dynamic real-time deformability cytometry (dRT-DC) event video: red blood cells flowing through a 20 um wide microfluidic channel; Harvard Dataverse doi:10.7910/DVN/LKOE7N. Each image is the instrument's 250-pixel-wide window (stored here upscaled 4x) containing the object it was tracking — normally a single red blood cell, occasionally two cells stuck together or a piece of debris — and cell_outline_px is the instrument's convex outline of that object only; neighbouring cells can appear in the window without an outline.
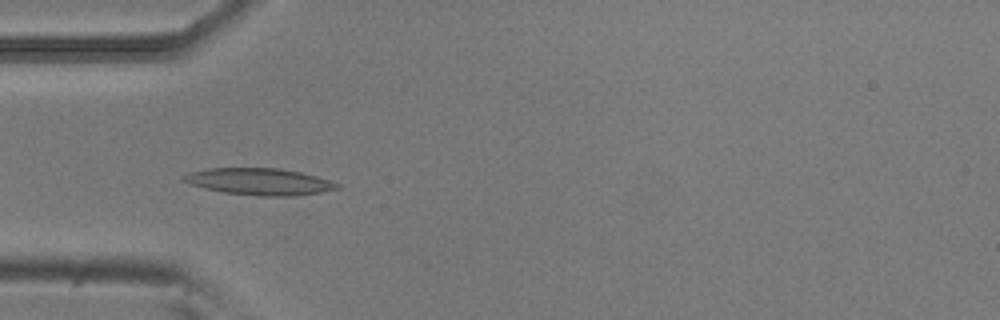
{"species": "common noctule bat (a hibernating species)", "species_latin": "Nyctalus noctula", "temperature_condition": "room temperature", "stored_images_in_passage": 6, "camera_frame_rate_fps": 3000, "um_per_image_px": 0.085, "animal": {"sex": "male", "body_mass_g": 20.5, "forearm_length_mm": 52.5}, "frame": {"image": 1, "passage_image": 5, "time_ms": 1.333, "image_size_px": [1000, 320], "cell_outline_px": [[340, 188], [320, 192], [292, 196], [260, 196], [224, 192], [204, 188], [188, 184], [180, 180], [180, 176], [188, 172], [208, 168], [280, 168], [300, 172], [316, 176], [340, 184]], "centroid_in_image_um": [21.98, 15.43], "position_along_channel_um": 63.0, "area_um2": 24.04}}
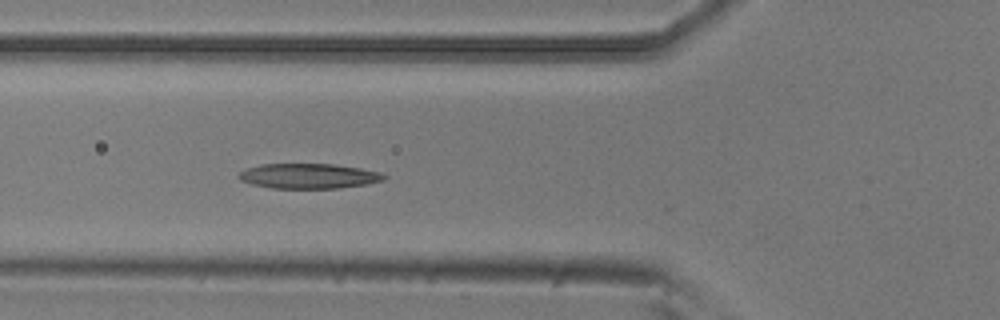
{"frame": {"image": 2, "passage_image": 6, "time_ms": 1.667, "image_size_px": [1000, 320], "cell_outline_px": [[388, 176], [384, 180], [368, 184], [340, 188], [272, 188], [252, 184], [240, 180], [236, 176], [240, 172], [248, 168], [260, 164], [332, 164], [360, 168], [380, 172]], "centroid_in_image_um": [26.25, 14.96], "position_along_channel_um": 99.5, "area_um2": 21.21}}